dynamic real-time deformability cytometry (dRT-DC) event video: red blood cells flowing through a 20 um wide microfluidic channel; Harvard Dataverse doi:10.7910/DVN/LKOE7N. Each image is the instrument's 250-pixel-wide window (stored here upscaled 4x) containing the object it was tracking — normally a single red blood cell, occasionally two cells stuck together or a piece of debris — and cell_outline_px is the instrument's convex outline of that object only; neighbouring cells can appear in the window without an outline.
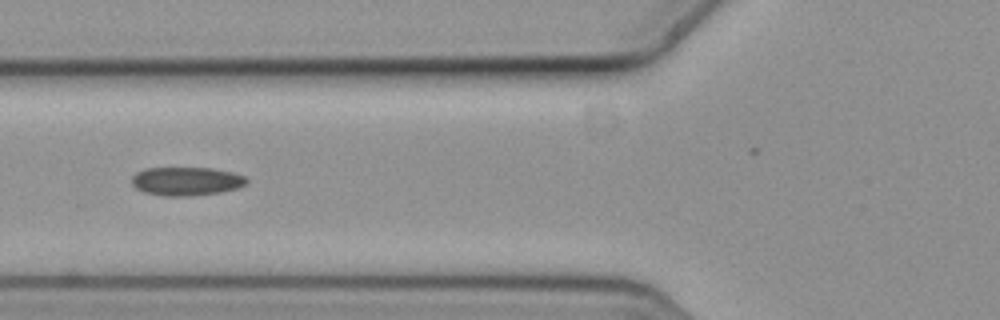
{"species": "common noctule bat (a hibernating species)", "species_latin": "Nyctalus noctula", "temperature_condition": "cold", "stored_images_in_passage": 9, "camera_frame_rate_fps": 3000, "um_per_image_px": 0.085, "animal": {"sex": "female", "body_mass_g": 19.3, "forearm_length_mm": 54.1}, "frame": {"image": 1, "passage_image": 6, "time_ms": 1.667, "image_size_px": [1000, 320], "cell_outline_px": [[248, 180], [244, 184], [236, 188], [220, 192], [192, 196], [164, 196], [144, 192], [136, 188], [132, 184], [132, 176], [136, 172], [144, 168], [212, 168], [232, 172], [244, 176]], "centroid_in_image_um": [15.8, 15.4], "position_along_channel_um": 110.0, "area_um2": 19.07}}
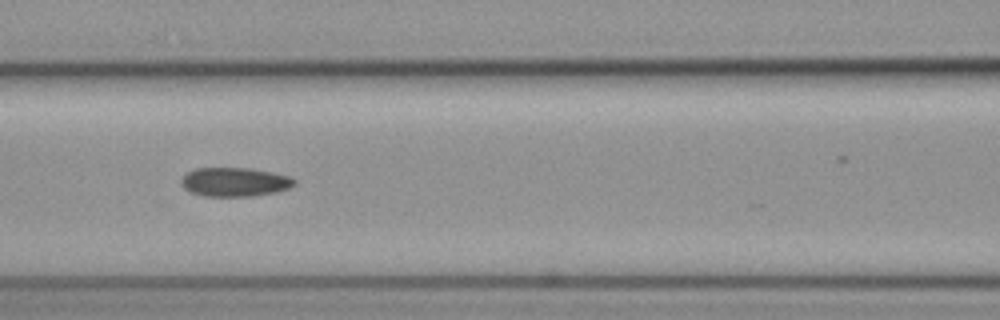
{"frame": {"image": 2, "passage_image": 7, "time_ms": 2.0, "image_size_px": [1000, 320], "cell_outline_px": [[296, 184], [288, 188], [276, 192], [252, 196], [204, 196], [192, 192], [184, 188], [180, 180], [188, 172], [196, 168], [248, 168], [272, 172], [288, 176], [296, 180]], "centroid_in_image_um": [19.96, 15.47], "position_along_channel_um": 146.6, "area_um2": 18.96}}
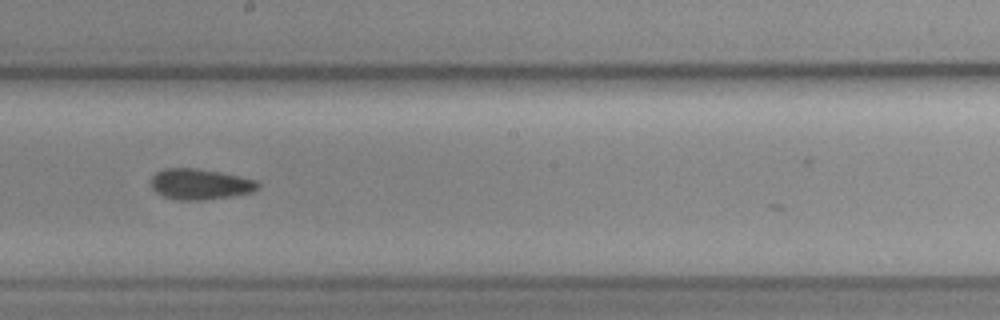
{"frame": {"image": 3, "passage_image": 9, "time_ms": 2.667, "image_size_px": [1000, 320], "cell_outline_px": [[260, 188], [252, 192], [232, 196], [204, 200], [176, 200], [164, 196], [156, 192], [152, 188], [152, 176], [156, 172], [164, 168], [196, 168], [220, 172], [256, 180], [260, 184]], "centroid_in_image_um": [17.02, 15.65], "position_along_channel_um": 231.2, "area_um2": 19.19}}